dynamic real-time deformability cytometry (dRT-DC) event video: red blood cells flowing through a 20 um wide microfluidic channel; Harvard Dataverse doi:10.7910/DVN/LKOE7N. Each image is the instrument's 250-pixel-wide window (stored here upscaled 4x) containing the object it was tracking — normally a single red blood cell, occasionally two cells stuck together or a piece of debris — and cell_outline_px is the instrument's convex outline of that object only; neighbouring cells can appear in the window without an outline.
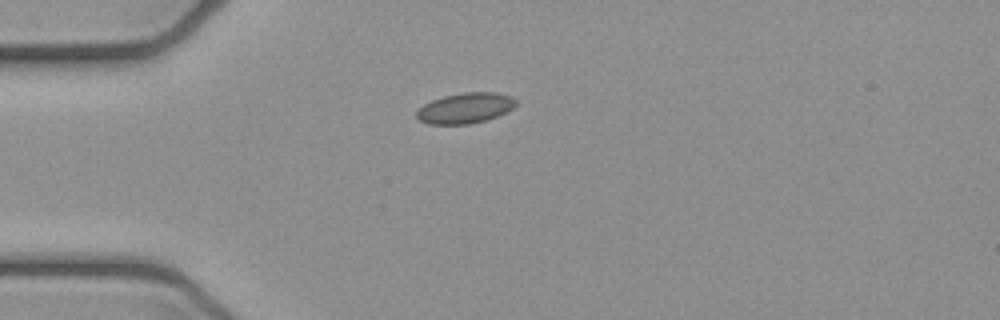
{"species": "common noctule bat (a hibernating species)", "species_latin": "Nyctalus noctula", "temperature_condition": "cold", "stored_images_in_passage": 3, "camera_frame_rate_fps": 3000, "um_per_image_px": 0.085, "animal": {"sex": "female", "body_mass_g": 21.9}, "frame": {"image": 1, "passage_image": 1, "time_ms": 0.0, "image_size_px": [1000, 320], "cell_outline_px": [[516, 104], [512, 108], [488, 120], [468, 124], [428, 124], [420, 120], [416, 116], [416, 112], [424, 104], [432, 100], [444, 96], [464, 92], [496, 92], [512, 96], [516, 100]], "centroid_in_image_um": [39.55, 9.18], "position_along_channel_um": 45.5, "area_um2": 17.57}}
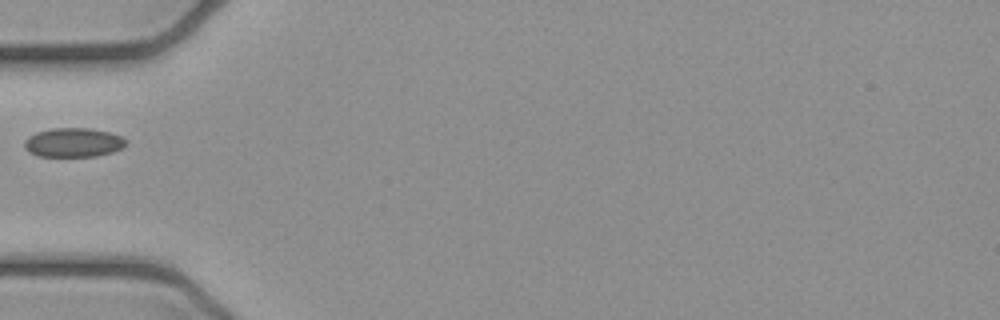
{"frame": {"image": 2, "passage_image": 2, "time_ms": 0.333, "image_size_px": [1000, 320], "cell_outline_px": [[128, 144], [112, 152], [96, 156], [36, 156], [28, 152], [24, 148], [24, 140], [28, 136], [36, 132], [52, 128], [88, 128], [108, 132], [120, 136], [128, 140]], "centroid_in_image_um": [6.2, 12.11], "position_along_channel_um": 78.8, "area_um2": 17.34}}
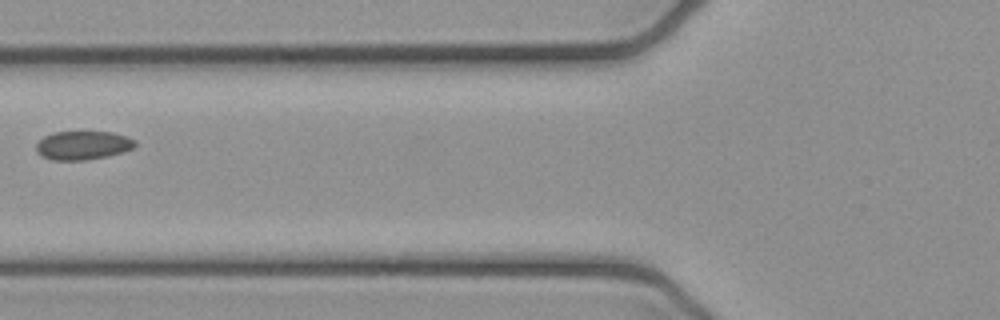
{"frame": {"image": 3, "passage_image": 3, "time_ms": 0.667, "image_size_px": [1000, 320], "cell_outline_px": [[136, 144], [132, 148], [108, 156], [84, 160], [52, 160], [40, 156], [36, 152], [36, 144], [44, 136], [52, 132], [112, 132], [136, 140]], "centroid_in_image_um": [6.99, 12.35], "position_along_channel_um": 118.8, "area_um2": 16.47}}